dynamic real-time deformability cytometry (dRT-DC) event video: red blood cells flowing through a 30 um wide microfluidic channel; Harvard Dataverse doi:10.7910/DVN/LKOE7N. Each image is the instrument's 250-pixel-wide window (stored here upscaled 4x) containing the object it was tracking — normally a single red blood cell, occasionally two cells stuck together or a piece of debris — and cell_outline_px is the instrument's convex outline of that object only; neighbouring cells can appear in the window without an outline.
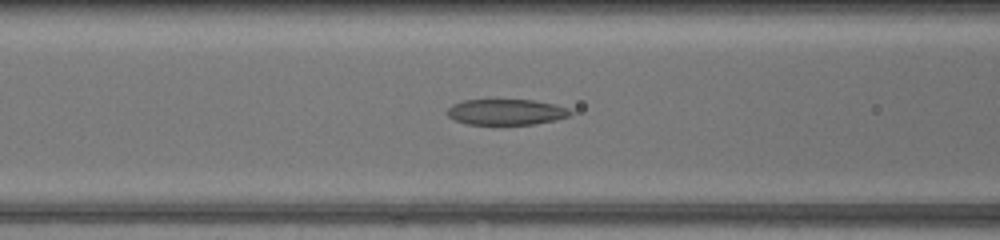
{"species": "common noctule bat (a hibernating species)", "species_latin": "Nyctalus noctula", "temperature_condition": "warm", "stored_images_in_passage": 39, "camera_frame_rate_fps": 3000, "um_per_image_px": 0.085, "animal": {"sex": "female", "body_mass_g": 17.0, "forearm_length_mm": 48.0}, "frame": {"image": 1, "passage_image": 12, "time_ms": 3.667, "image_size_px": [1000, 240], "cell_outline_px": [[572, 112], [568, 116], [552, 120], [532, 124], [468, 124], [456, 120], [448, 116], [448, 108], [452, 104], [464, 100], [532, 100], [552, 104], [568, 108]], "centroid_in_image_um": [42.99, 9.51], "position_along_channel_um": 123.6, "area_um2": 18.09}}
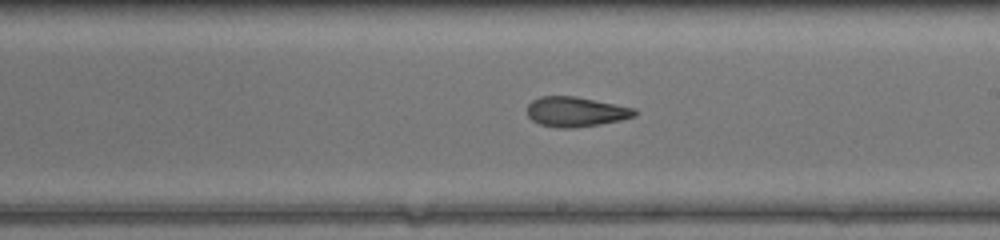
{"frame": {"image": 2, "passage_image": 20, "time_ms": 6.333, "image_size_px": [1000, 240], "cell_outline_px": [[636, 112], [632, 116], [620, 120], [572, 128], [560, 128], [540, 124], [532, 120], [528, 116], [528, 104], [532, 100], [540, 96], [576, 96], [636, 108]], "centroid_in_image_um": [48.91, 9.48], "position_along_channel_um": 240.1, "area_um2": 18.5}}
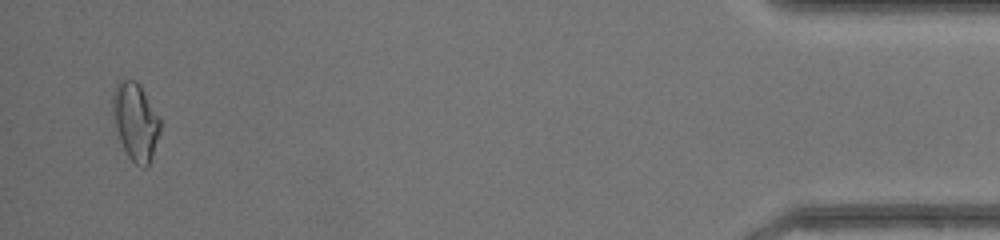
{"frame": {"image": 3, "passage_image": 38, "time_ms": 12.333, "image_size_px": [1000, 240], "cell_outline_px": [[160, 132], [152, 156], [148, 164], [144, 168], [136, 164], [128, 156], [120, 140], [116, 128], [112, 108], [112, 96], [116, 84], [120, 80], [136, 80], [140, 84], [160, 120]], "centroid_in_image_um": [11.51, 10.31], "position_along_channel_um": 423.7, "area_um2": 21.1}, "authors_computed_cell_mechanics": {"area_um2": 19.1318, "velocity_mm_per_s": 4.3641, "shape_relaxation_time_tau1_ms": null, "shape_relaxation_time_tau2_ms": 2.273, "deformation_change_tau1": null, "deformation_change_tau2": 0.0893}}